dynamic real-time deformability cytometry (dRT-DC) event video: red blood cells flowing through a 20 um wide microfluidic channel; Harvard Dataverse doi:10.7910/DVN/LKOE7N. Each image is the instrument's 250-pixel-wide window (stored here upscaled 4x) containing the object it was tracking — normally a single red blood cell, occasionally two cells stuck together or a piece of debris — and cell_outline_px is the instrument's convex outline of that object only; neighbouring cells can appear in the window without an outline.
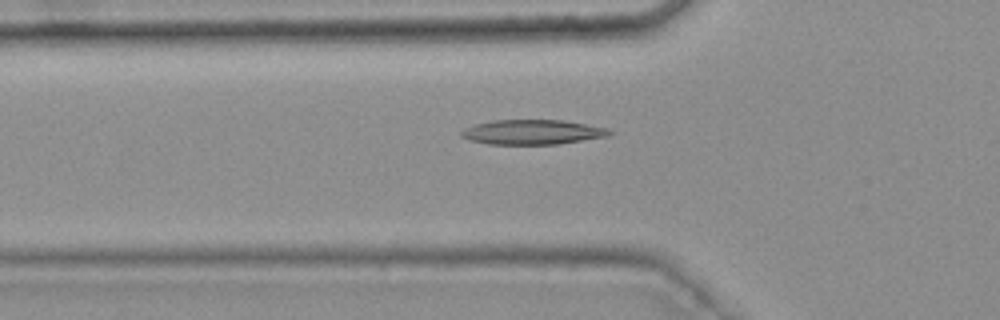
{"species": "common noctule bat (a hibernating species)", "species_latin": "Nyctalus noctula", "temperature_condition": "warm", "stored_images_in_passage": 40, "camera_frame_rate_fps": 3000, "um_per_image_px": 0.085, "animal": {"sex": "female", "body_mass_g": 25.1}, "frame": {"image": 1, "passage_image": 8, "time_ms": 2.333, "image_size_px": [1000, 320], "cell_outline_px": [[616, 132], [608, 136], [556, 144], [488, 144], [468, 140], [460, 136], [460, 132], [464, 128], [476, 124], [492, 120], [564, 120], [608, 128]], "centroid_in_image_um": [45.25, 11.22], "position_along_channel_um": 80.5, "area_um2": 21.44}}
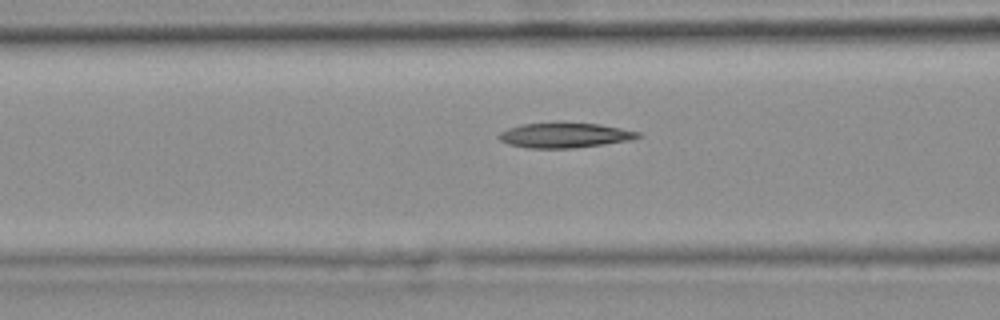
{"frame": {"image": 2, "passage_image": 11, "time_ms": 3.333, "image_size_px": [1000, 320], "cell_outline_px": [[640, 136], [632, 140], [604, 144], [572, 148], [528, 148], [508, 144], [500, 140], [496, 136], [500, 132], [508, 128], [520, 124], [600, 124], [640, 132]], "centroid_in_image_um": [47.97, 11.52], "position_along_channel_um": 118.6, "area_um2": 19.83}}
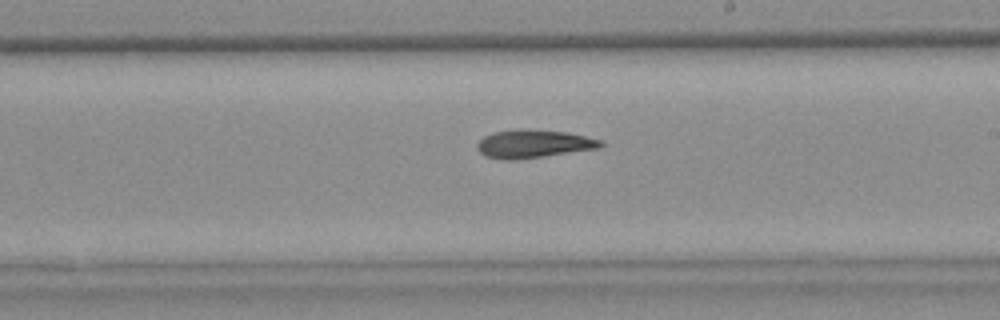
{"frame": {"image": 3, "passage_image": 21, "time_ms": 6.667, "image_size_px": [1000, 320], "cell_outline_px": [[604, 144], [600, 148], [544, 156], [512, 160], [504, 160], [484, 156], [476, 148], [476, 144], [484, 136], [496, 132], [516, 128], [520, 128], [568, 132], [604, 140]], "centroid_in_image_um": [45.36, 12.22], "position_along_channel_um": 243.6, "area_um2": 20.46}}